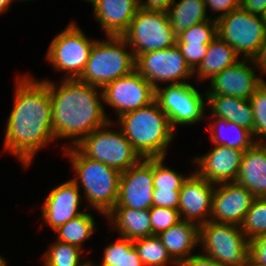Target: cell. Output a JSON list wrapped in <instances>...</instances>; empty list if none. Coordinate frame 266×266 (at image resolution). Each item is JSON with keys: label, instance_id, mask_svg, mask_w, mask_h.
<instances>
[{"label": "cell", "instance_id": "23", "mask_svg": "<svg viewBox=\"0 0 266 266\" xmlns=\"http://www.w3.org/2000/svg\"><path fill=\"white\" fill-rule=\"evenodd\" d=\"M210 116L219 117L246 128L253 134L254 115L249 99L226 95H206Z\"/></svg>", "mask_w": 266, "mask_h": 266}, {"label": "cell", "instance_id": "3", "mask_svg": "<svg viewBox=\"0 0 266 266\" xmlns=\"http://www.w3.org/2000/svg\"><path fill=\"white\" fill-rule=\"evenodd\" d=\"M118 122V124H116ZM117 125L141 158H165L176 136L167 115L156 100L118 117Z\"/></svg>", "mask_w": 266, "mask_h": 266}, {"label": "cell", "instance_id": "39", "mask_svg": "<svg viewBox=\"0 0 266 266\" xmlns=\"http://www.w3.org/2000/svg\"><path fill=\"white\" fill-rule=\"evenodd\" d=\"M180 190L153 189V207L178 210Z\"/></svg>", "mask_w": 266, "mask_h": 266}, {"label": "cell", "instance_id": "12", "mask_svg": "<svg viewBox=\"0 0 266 266\" xmlns=\"http://www.w3.org/2000/svg\"><path fill=\"white\" fill-rule=\"evenodd\" d=\"M137 70L155 89L159 83H187L194 77L177 44L173 47L149 51L135 58Z\"/></svg>", "mask_w": 266, "mask_h": 266}, {"label": "cell", "instance_id": "40", "mask_svg": "<svg viewBox=\"0 0 266 266\" xmlns=\"http://www.w3.org/2000/svg\"><path fill=\"white\" fill-rule=\"evenodd\" d=\"M206 8L211 9L210 11L219 12L218 16H214L212 19L217 21L221 17L226 16L233 10L240 7V0H204Z\"/></svg>", "mask_w": 266, "mask_h": 266}, {"label": "cell", "instance_id": "27", "mask_svg": "<svg viewBox=\"0 0 266 266\" xmlns=\"http://www.w3.org/2000/svg\"><path fill=\"white\" fill-rule=\"evenodd\" d=\"M206 11L209 12L204 0H174L167 13L174 33L179 35L185 29L212 19Z\"/></svg>", "mask_w": 266, "mask_h": 266}, {"label": "cell", "instance_id": "33", "mask_svg": "<svg viewBox=\"0 0 266 266\" xmlns=\"http://www.w3.org/2000/svg\"><path fill=\"white\" fill-rule=\"evenodd\" d=\"M254 115L253 137L257 143L266 144V81L264 80L250 97ZM256 137V138H255Z\"/></svg>", "mask_w": 266, "mask_h": 266}, {"label": "cell", "instance_id": "41", "mask_svg": "<svg viewBox=\"0 0 266 266\" xmlns=\"http://www.w3.org/2000/svg\"><path fill=\"white\" fill-rule=\"evenodd\" d=\"M180 266H225L205 254H192Z\"/></svg>", "mask_w": 266, "mask_h": 266}, {"label": "cell", "instance_id": "26", "mask_svg": "<svg viewBox=\"0 0 266 266\" xmlns=\"http://www.w3.org/2000/svg\"><path fill=\"white\" fill-rule=\"evenodd\" d=\"M208 119L213 120L207 129L210 130V139L213 145H225L245 151L255 143L252 132L246 128L219 117H209Z\"/></svg>", "mask_w": 266, "mask_h": 266}, {"label": "cell", "instance_id": "21", "mask_svg": "<svg viewBox=\"0 0 266 266\" xmlns=\"http://www.w3.org/2000/svg\"><path fill=\"white\" fill-rule=\"evenodd\" d=\"M236 183L256 198H266V144L255 142L243 153Z\"/></svg>", "mask_w": 266, "mask_h": 266}, {"label": "cell", "instance_id": "9", "mask_svg": "<svg viewBox=\"0 0 266 266\" xmlns=\"http://www.w3.org/2000/svg\"><path fill=\"white\" fill-rule=\"evenodd\" d=\"M95 41L96 39H89L76 22L72 21L53 37L45 55L46 60L57 72H65L64 79H78Z\"/></svg>", "mask_w": 266, "mask_h": 266}, {"label": "cell", "instance_id": "5", "mask_svg": "<svg viewBox=\"0 0 266 266\" xmlns=\"http://www.w3.org/2000/svg\"><path fill=\"white\" fill-rule=\"evenodd\" d=\"M98 40L90 51L86 66L78 78L81 82L103 89L116 79L135 69V58L122 36H106Z\"/></svg>", "mask_w": 266, "mask_h": 266}, {"label": "cell", "instance_id": "47", "mask_svg": "<svg viewBox=\"0 0 266 266\" xmlns=\"http://www.w3.org/2000/svg\"><path fill=\"white\" fill-rule=\"evenodd\" d=\"M264 25H265V31H266V12L263 15Z\"/></svg>", "mask_w": 266, "mask_h": 266}, {"label": "cell", "instance_id": "30", "mask_svg": "<svg viewBox=\"0 0 266 266\" xmlns=\"http://www.w3.org/2000/svg\"><path fill=\"white\" fill-rule=\"evenodd\" d=\"M133 246L144 266H179L157 235L133 240Z\"/></svg>", "mask_w": 266, "mask_h": 266}, {"label": "cell", "instance_id": "1", "mask_svg": "<svg viewBox=\"0 0 266 266\" xmlns=\"http://www.w3.org/2000/svg\"><path fill=\"white\" fill-rule=\"evenodd\" d=\"M14 93L3 148L28 167L40 149L56 141L49 86L44 80L21 74L17 77Z\"/></svg>", "mask_w": 266, "mask_h": 266}, {"label": "cell", "instance_id": "46", "mask_svg": "<svg viewBox=\"0 0 266 266\" xmlns=\"http://www.w3.org/2000/svg\"><path fill=\"white\" fill-rule=\"evenodd\" d=\"M0 266H7L6 258L0 255Z\"/></svg>", "mask_w": 266, "mask_h": 266}, {"label": "cell", "instance_id": "11", "mask_svg": "<svg viewBox=\"0 0 266 266\" xmlns=\"http://www.w3.org/2000/svg\"><path fill=\"white\" fill-rule=\"evenodd\" d=\"M155 100L167 115L172 129L203 121L206 111L204 96L190 83L167 84L155 89Z\"/></svg>", "mask_w": 266, "mask_h": 266}, {"label": "cell", "instance_id": "31", "mask_svg": "<svg viewBox=\"0 0 266 266\" xmlns=\"http://www.w3.org/2000/svg\"><path fill=\"white\" fill-rule=\"evenodd\" d=\"M83 250L77 246L56 240L42 255L44 266H86L90 260H82Z\"/></svg>", "mask_w": 266, "mask_h": 266}, {"label": "cell", "instance_id": "49", "mask_svg": "<svg viewBox=\"0 0 266 266\" xmlns=\"http://www.w3.org/2000/svg\"><path fill=\"white\" fill-rule=\"evenodd\" d=\"M15 1H16V0H15ZM17 1H24V2L26 1V2H28V1H31V0H17ZM32 1H33V0H32Z\"/></svg>", "mask_w": 266, "mask_h": 266}, {"label": "cell", "instance_id": "44", "mask_svg": "<svg viewBox=\"0 0 266 266\" xmlns=\"http://www.w3.org/2000/svg\"><path fill=\"white\" fill-rule=\"evenodd\" d=\"M253 62L257 68V71L261 75H266V38L262 43L257 55L253 58Z\"/></svg>", "mask_w": 266, "mask_h": 266}, {"label": "cell", "instance_id": "32", "mask_svg": "<svg viewBox=\"0 0 266 266\" xmlns=\"http://www.w3.org/2000/svg\"><path fill=\"white\" fill-rule=\"evenodd\" d=\"M240 229L249 241L266 233V198H255Z\"/></svg>", "mask_w": 266, "mask_h": 266}, {"label": "cell", "instance_id": "48", "mask_svg": "<svg viewBox=\"0 0 266 266\" xmlns=\"http://www.w3.org/2000/svg\"><path fill=\"white\" fill-rule=\"evenodd\" d=\"M86 266H94L93 262L90 260V262Z\"/></svg>", "mask_w": 266, "mask_h": 266}, {"label": "cell", "instance_id": "13", "mask_svg": "<svg viewBox=\"0 0 266 266\" xmlns=\"http://www.w3.org/2000/svg\"><path fill=\"white\" fill-rule=\"evenodd\" d=\"M102 92L104 106L107 105L116 112V119L155 100V88L135 69L107 84Z\"/></svg>", "mask_w": 266, "mask_h": 266}, {"label": "cell", "instance_id": "36", "mask_svg": "<svg viewBox=\"0 0 266 266\" xmlns=\"http://www.w3.org/2000/svg\"><path fill=\"white\" fill-rule=\"evenodd\" d=\"M151 218L152 235H158L169 227L181 221L179 211L164 207H152L149 210Z\"/></svg>", "mask_w": 266, "mask_h": 266}, {"label": "cell", "instance_id": "15", "mask_svg": "<svg viewBox=\"0 0 266 266\" xmlns=\"http://www.w3.org/2000/svg\"><path fill=\"white\" fill-rule=\"evenodd\" d=\"M248 64V65H247ZM253 59H241L209 80L206 95H226L250 99L264 81L257 75Z\"/></svg>", "mask_w": 266, "mask_h": 266}, {"label": "cell", "instance_id": "37", "mask_svg": "<svg viewBox=\"0 0 266 266\" xmlns=\"http://www.w3.org/2000/svg\"><path fill=\"white\" fill-rule=\"evenodd\" d=\"M187 65L194 71L203 60L209 44L177 43Z\"/></svg>", "mask_w": 266, "mask_h": 266}, {"label": "cell", "instance_id": "6", "mask_svg": "<svg viewBox=\"0 0 266 266\" xmlns=\"http://www.w3.org/2000/svg\"><path fill=\"white\" fill-rule=\"evenodd\" d=\"M111 125L114 126L113 121L95 129L75 147L85 157L123 172L137 164L142 158L124 136L121 129H109Z\"/></svg>", "mask_w": 266, "mask_h": 266}, {"label": "cell", "instance_id": "20", "mask_svg": "<svg viewBox=\"0 0 266 266\" xmlns=\"http://www.w3.org/2000/svg\"><path fill=\"white\" fill-rule=\"evenodd\" d=\"M94 17L106 36H122L139 9V0H92Z\"/></svg>", "mask_w": 266, "mask_h": 266}, {"label": "cell", "instance_id": "8", "mask_svg": "<svg viewBox=\"0 0 266 266\" xmlns=\"http://www.w3.org/2000/svg\"><path fill=\"white\" fill-rule=\"evenodd\" d=\"M205 255L225 266H246L249 240L234 224L208 221L199 226V246Z\"/></svg>", "mask_w": 266, "mask_h": 266}, {"label": "cell", "instance_id": "2", "mask_svg": "<svg viewBox=\"0 0 266 266\" xmlns=\"http://www.w3.org/2000/svg\"><path fill=\"white\" fill-rule=\"evenodd\" d=\"M43 80L49 86L54 136L56 140L72 139L63 149L76 146L92 131L113 121L105 114L101 88L78 79L63 78L60 83Z\"/></svg>", "mask_w": 266, "mask_h": 266}, {"label": "cell", "instance_id": "42", "mask_svg": "<svg viewBox=\"0 0 266 266\" xmlns=\"http://www.w3.org/2000/svg\"><path fill=\"white\" fill-rule=\"evenodd\" d=\"M240 6L253 15L263 16L266 12V0H241Z\"/></svg>", "mask_w": 266, "mask_h": 266}, {"label": "cell", "instance_id": "4", "mask_svg": "<svg viewBox=\"0 0 266 266\" xmlns=\"http://www.w3.org/2000/svg\"><path fill=\"white\" fill-rule=\"evenodd\" d=\"M63 151L76 173L71 180L83 190V199L90 209L97 210L105 218L117 203L121 172L85 157L75 146L66 147Z\"/></svg>", "mask_w": 266, "mask_h": 266}, {"label": "cell", "instance_id": "38", "mask_svg": "<svg viewBox=\"0 0 266 266\" xmlns=\"http://www.w3.org/2000/svg\"><path fill=\"white\" fill-rule=\"evenodd\" d=\"M248 263L252 266H266V233L249 241Z\"/></svg>", "mask_w": 266, "mask_h": 266}, {"label": "cell", "instance_id": "29", "mask_svg": "<svg viewBox=\"0 0 266 266\" xmlns=\"http://www.w3.org/2000/svg\"><path fill=\"white\" fill-rule=\"evenodd\" d=\"M103 254L99 265L92 260L94 266H144L133 246V240L125 237L119 236L114 243H109Z\"/></svg>", "mask_w": 266, "mask_h": 266}, {"label": "cell", "instance_id": "35", "mask_svg": "<svg viewBox=\"0 0 266 266\" xmlns=\"http://www.w3.org/2000/svg\"><path fill=\"white\" fill-rule=\"evenodd\" d=\"M217 37V23L213 19L183 30L177 35V43L209 44Z\"/></svg>", "mask_w": 266, "mask_h": 266}, {"label": "cell", "instance_id": "22", "mask_svg": "<svg viewBox=\"0 0 266 266\" xmlns=\"http://www.w3.org/2000/svg\"><path fill=\"white\" fill-rule=\"evenodd\" d=\"M157 236L179 266L199 246V226L185 220L179 221Z\"/></svg>", "mask_w": 266, "mask_h": 266}, {"label": "cell", "instance_id": "43", "mask_svg": "<svg viewBox=\"0 0 266 266\" xmlns=\"http://www.w3.org/2000/svg\"><path fill=\"white\" fill-rule=\"evenodd\" d=\"M174 0H139V7L145 10L167 12Z\"/></svg>", "mask_w": 266, "mask_h": 266}, {"label": "cell", "instance_id": "18", "mask_svg": "<svg viewBox=\"0 0 266 266\" xmlns=\"http://www.w3.org/2000/svg\"><path fill=\"white\" fill-rule=\"evenodd\" d=\"M244 151L225 145H214L212 150L195 157V172L207 181L219 184L235 182L239 173Z\"/></svg>", "mask_w": 266, "mask_h": 266}, {"label": "cell", "instance_id": "7", "mask_svg": "<svg viewBox=\"0 0 266 266\" xmlns=\"http://www.w3.org/2000/svg\"><path fill=\"white\" fill-rule=\"evenodd\" d=\"M122 37L136 58L154 50H163L177 44L167 12L145 10L139 7L128 30Z\"/></svg>", "mask_w": 266, "mask_h": 266}, {"label": "cell", "instance_id": "28", "mask_svg": "<svg viewBox=\"0 0 266 266\" xmlns=\"http://www.w3.org/2000/svg\"><path fill=\"white\" fill-rule=\"evenodd\" d=\"M96 222L93 215L84 210L82 214L54 230L60 242L77 246L81 250L86 240L90 239L96 231Z\"/></svg>", "mask_w": 266, "mask_h": 266}, {"label": "cell", "instance_id": "25", "mask_svg": "<svg viewBox=\"0 0 266 266\" xmlns=\"http://www.w3.org/2000/svg\"><path fill=\"white\" fill-rule=\"evenodd\" d=\"M238 58L235 50L217 36L209 43L207 53L193 71V75L196 76L198 82L208 81L227 67L234 65L239 61Z\"/></svg>", "mask_w": 266, "mask_h": 266}, {"label": "cell", "instance_id": "17", "mask_svg": "<svg viewBox=\"0 0 266 266\" xmlns=\"http://www.w3.org/2000/svg\"><path fill=\"white\" fill-rule=\"evenodd\" d=\"M255 198L236 182L215 184L210 221L240 226Z\"/></svg>", "mask_w": 266, "mask_h": 266}, {"label": "cell", "instance_id": "16", "mask_svg": "<svg viewBox=\"0 0 266 266\" xmlns=\"http://www.w3.org/2000/svg\"><path fill=\"white\" fill-rule=\"evenodd\" d=\"M215 184L195 171L188 175L180 190L178 211L181 220L201 226L210 221Z\"/></svg>", "mask_w": 266, "mask_h": 266}, {"label": "cell", "instance_id": "14", "mask_svg": "<svg viewBox=\"0 0 266 266\" xmlns=\"http://www.w3.org/2000/svg\"><path fill=\"white\" fill-rule=\"evenodd\" d=\"M153 188V158H142L121 172L119 195L114 207L150 210L153 207Z\"/></svg>", "mask_w": 266, "mask_h": 266}, {"label": "cell", "instance_id": "34", "mask_svg": "<svg viewBox=\"0 0 266 266\" xmlns=\"http://www.w3.org/2000/svg\"><path fill=\"white\" fill-rule=\"evenodd\" d=\"M164 160V157L153 158V189L181 190L188 176L169 168Z\"/></svg>", "mask_w": 266, "mask_h": 266}, {"label": "cell", "instance_id": "24", "mask_svg": "<svg viewBox=\"0 0 266 266\" xmlns=\"http://www.w3.org/2000/svg\"><path fill=\"white\" fill-rule=\"evenodd\" d=\"M105 218L121 237L136 240L152 236L149 210L114 207Z\"/></svg>", "mask_w": 266, "mask_h": 266}, {"label": "cell", "instance_id": "19", "mask_svg": "<svg viewBox=\"0 0 266 266\" xmlns=\"http://www.w3.org/2000/svg\"><path fill=\"white\" fill-rule=\"evenodd\" d=\"M82 198L80 189L71 179L55 186L41 206V217L45 224L54 231L82 214L83 211H79Z\"/></svg>", "mask_w": 266, "mask_h": 266}, {"label": "cell", "instance_id": "45", "mask_svg": "<svg viewBox=\"0 0 266 266\" xmlns=\"http://www.w3.org/2000/svg\"><path fill=\"white\" fill-rule=\"evenodd\" d=\"M13 1L14 0H0V15L9 10L10 6H12Z\"/></svg>", "mask_w": 266, "mask_h": 266}, {"label": "cell", "instance_id": "10", "mask_svg": "<svg viewBox=\"0 0 266 266\" xmlns=\"http://www.w3.org/2000/svg\"><path fill=\"white\" fill-rule=\"evenodd\" d=\"M216 23L217 36L243 59H253L266 38L263 16L250 14L241 6Z\"/></svg>", "mask_w": 266, "mask_h": 266}]
</instances>
